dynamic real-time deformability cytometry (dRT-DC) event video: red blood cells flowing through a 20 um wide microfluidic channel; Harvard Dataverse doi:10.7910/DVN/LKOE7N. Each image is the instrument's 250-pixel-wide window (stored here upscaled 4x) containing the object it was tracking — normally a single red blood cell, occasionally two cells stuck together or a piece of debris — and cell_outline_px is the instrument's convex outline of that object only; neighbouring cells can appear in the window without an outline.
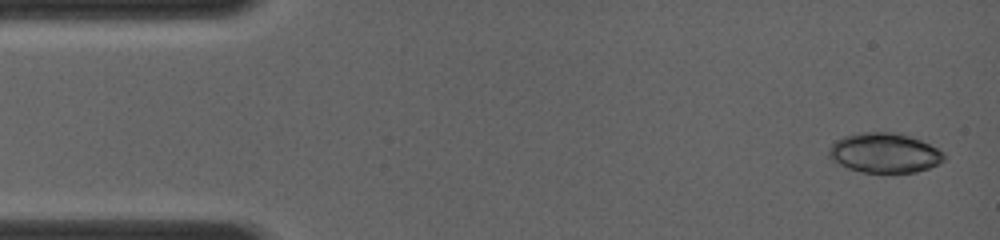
{"species": "common noctule bat (a hibernating species)", "species_latin": "Nyctalus noctula", "temperature_condition": "room temperature", "stored_images_in_passage": 4, "camera_frame_rate_fps": 4000, "um_per_image_px": 0.085, "animal": {"sex": "female", "body_mass_g": 19.0, "forearm_length_mm": 56.7}, "frame": {"image": 1, "passage_image": 1, "time_ms": 0.0, "image_size_px": [1000, 240], "cell_outline_px": [[944, 160], [928, 168], [916, 172], [860, 172], [848, 168], [832, 160], [828, 156], [828, 148], [836, 140], [844, 136], [864, 132], [896, 132], [920, 140], [944, 152]], "centroid_in_image_um": [75.14, 12.99], "position_along_channel_um": 9.9, "area_um2": 26.47}}
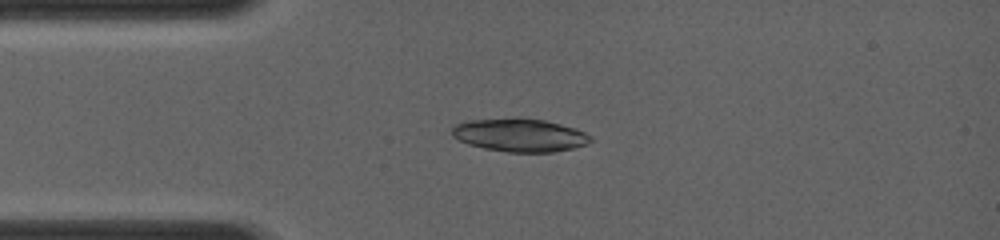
{"frame": {"image": 2, "passage_image": 4, "time_ms": 2.75, "image_size_px": [1000, 240], "cell_outline_px": [[592, 140], [588, 144], [572, 148], [552, 152], [508, 152], [484, 148], [468, 144], [452, 136], [452, 124], [468, 120], [516, 116], [520, 116], [544, 120], [576, 128], [592, 136]], "centroid_in_image_um": [44.16, 11.45], "position_along_channel_um": 40.8, "area_um2": 27.28}}